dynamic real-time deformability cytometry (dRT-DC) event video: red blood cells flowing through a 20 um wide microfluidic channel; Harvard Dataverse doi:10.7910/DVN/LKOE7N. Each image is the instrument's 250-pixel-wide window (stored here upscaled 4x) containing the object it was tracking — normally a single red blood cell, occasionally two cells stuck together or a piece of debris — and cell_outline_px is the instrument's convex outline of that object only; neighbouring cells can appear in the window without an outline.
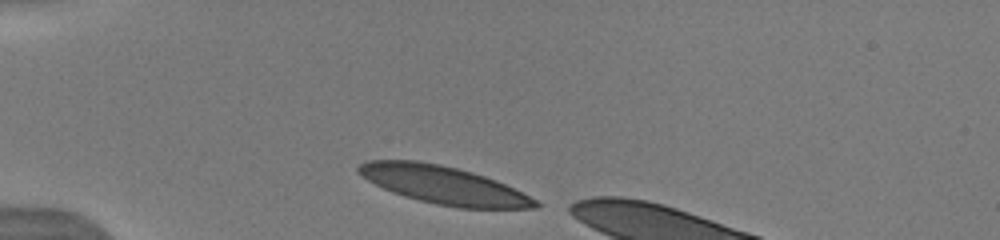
{"species": "human", "species_latin": "Homo sapiens", "temperature_condition": "warm", "stored_images_in_passage": 10, "camera_frame_rate_fps": 3000, "um_per_image_px": 0.085, "donor": {"sex": "male"}, "frame": {"image": 1, "passage_image": 1, "time_ms": 0.0, "image_size_px": [1000, 240], "cell_outline_px": [[540, 204], [536, 208], [456, 208], [436, 204], [404, 196], [392, 192], [368, 180], [356, 172], [356, 168], [360, 164], [368, 160], [416, 160], [440, 164], [472, 172], [496, 180], [536, 200]], "centroid_in_image_um": [37.66, 15.72], "position_along_channel_um": 47.3, "area_um2": 38.67}}
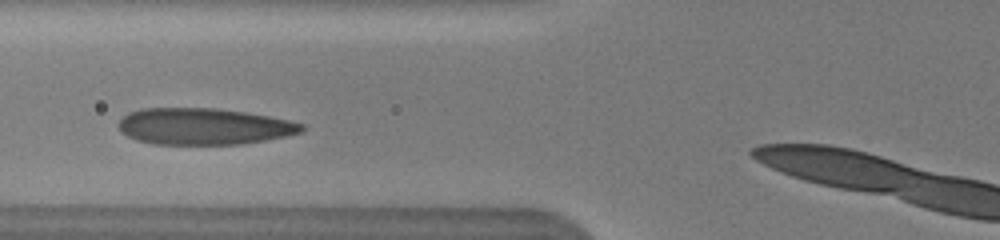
{"frame": {"image": 2, "passage_image": 6, "time_ms": 2.333, "image_size_px": [1000, 240], "cell_outline_px": [[304, 132], [244, 144], [152, 144], [136, 140], [120, 132], [120, 120], [128, 112], [140, 108], [216, 108], [244, 112], [268, 116], [288, 120], [304, 124]], "centroid_in_image_um": [17.31, 10.74], "position_along_channel_um": 108.5, "area_um2": 38.96}}